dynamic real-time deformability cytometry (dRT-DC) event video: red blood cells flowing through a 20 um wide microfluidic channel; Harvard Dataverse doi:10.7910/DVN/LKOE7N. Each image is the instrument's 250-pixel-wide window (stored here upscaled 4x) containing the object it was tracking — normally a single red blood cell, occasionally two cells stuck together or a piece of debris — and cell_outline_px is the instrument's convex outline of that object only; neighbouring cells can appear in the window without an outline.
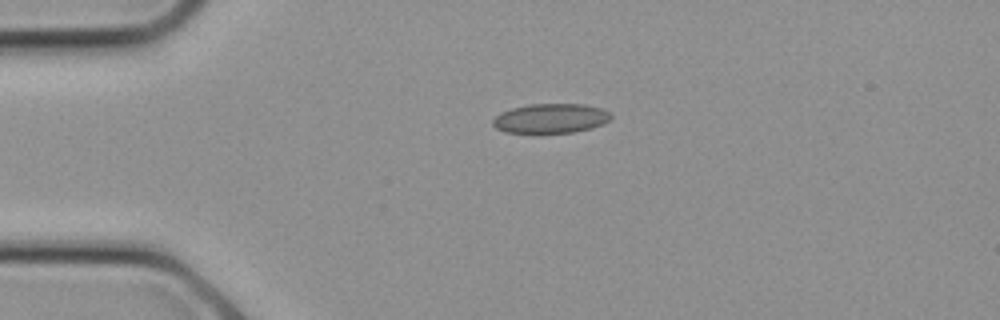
{"species": "common noctule bat (a hibernating species)", "species_latin": "Nyctalus noctula", "temperature_condition": "cold", "stored_images_in_passage": 6, "camera_frame_rate_fps": 3000, "um_per_image_px": 0.085, "animal": {"sex": "female", "body_mass_g": 21.9}, "frame": {"image": 1, "passage_image": 1, "time_ms": 0.0, "image_size_px": [1000, 320], "cell_outline_px": [[612, 116], [604, 124], [592, 128], [572, 132], [504, 132], [496, 128], [492, 124], [492, 120], [500, 112], [512, 108], [528, 104], [584, 104], [604, 108]], "centroid_in_image_um": [46.82, 10.05], "position_along_channel_um": 38.2, "area_um2": 20.29}}
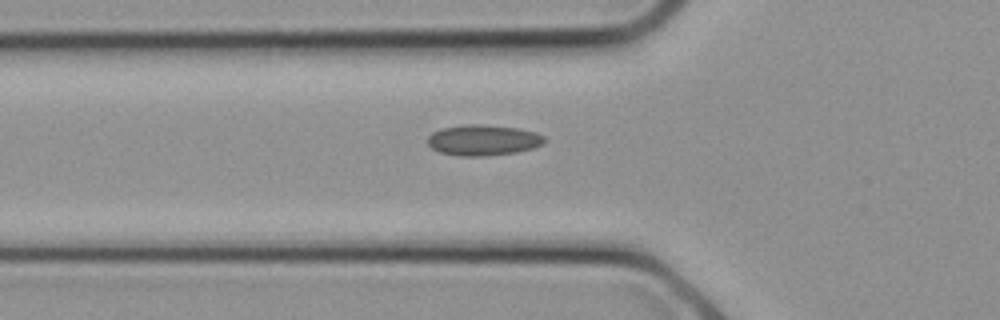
{"frame": {"image": 2, "passage_image": 4, "time_ms": 1.0, "image_size_px": [1000, 320], "cell_outline_px": [[544, 140], [540, 144], [532, 148], [516, 152], [484, 156], [460, 156], [440, 152], [432, 148], [428, 144], [428, 136], [432, 132], [444, 128], [468, 124], [476, 124], [516, 128], [536, 132], [544, 136]], "centroid_in_image_um": [41.04, 11.91], "position_along_channel_um": 84.8, "area_um2": 20.58}}
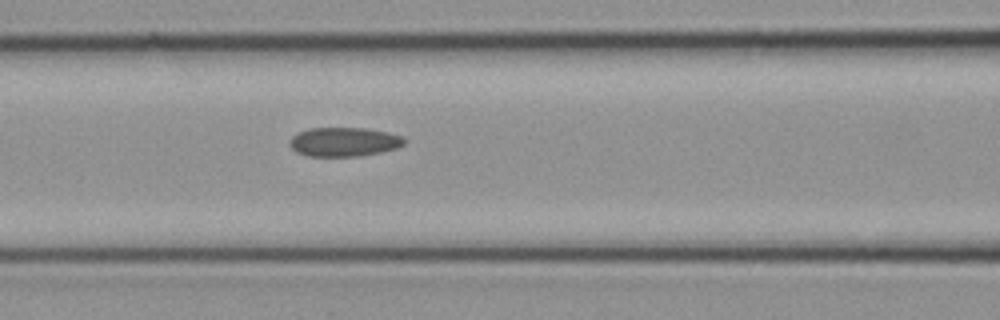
{"frame": {"image": 3, "passage_image": 6, "time_ms": 1.667, "image_size_px": [1000, 320], "cell_outline_px": [[404, 144], [396, 148], [380, 152], [360, 156], [308, 156], [296, 152], [288, 144], [292, 136], [308, 128], [364, 128], [388, 132], [404, 136]], "centroid_in_image_um": [29.23, 12.06], "position_along_channel_um": 137.4, "area_um2": 19.42}}